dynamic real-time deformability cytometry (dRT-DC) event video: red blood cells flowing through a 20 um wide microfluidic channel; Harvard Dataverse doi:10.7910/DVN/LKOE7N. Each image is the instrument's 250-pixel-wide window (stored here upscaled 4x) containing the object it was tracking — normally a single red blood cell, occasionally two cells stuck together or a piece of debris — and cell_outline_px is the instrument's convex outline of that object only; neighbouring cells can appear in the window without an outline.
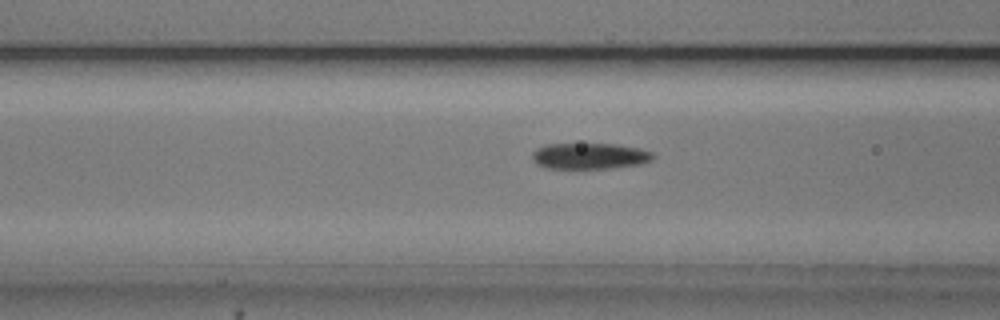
{"species": "common noctule bat (a hibernating species)", "species_latin": "Nyctalus noctula", "temperature_condition": "cold", "stored_images_in_passage": 54, "camera_frame_rate_fps": 3000, "um_per_image_px": 0.085, "animal": {"sex": "male", "body_mass_g": 20.5, "forearm_length_mm": 52.5}, "frame": {"image": 1, "passage_image": 21, "time_ms": 6.667, "image_size_px": [1000, 320], "cell_outline_px": [[656, 156], [652, 160], [640, 164], [612, 168], [544, 168], [536, 164], [532, 160], [532, 152], [536, 148], [544, 144], [616, 144], [640, 148], [652, 152]], "centroid_in_image_um": [50.11, 13.26], "position_along_channel_um": 116.5, "area_um2": 18.55}}
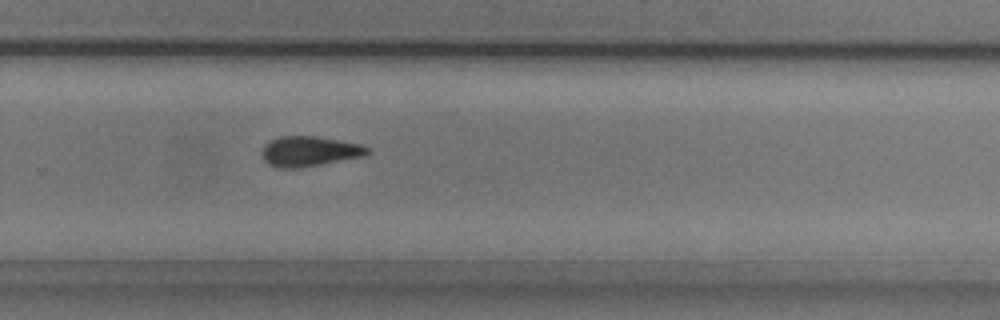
{"frame": {"image": 2, "passage_image": 36, "time_ms": 11.667, "image_size_px": [1000, 320], "cell_outline_px": [[368, 152], [364, 156], [320, 164], [296, 168], [280, 168], [268, 164], [264, 160], [264, 144], [280, 136], [316, 136], [340, 140], [360, 144], [368, 148]], "centroid_in_image_um": [26.3, 12.85], "position_along_channel_um": 303.5, "area_um2": 18.15}}
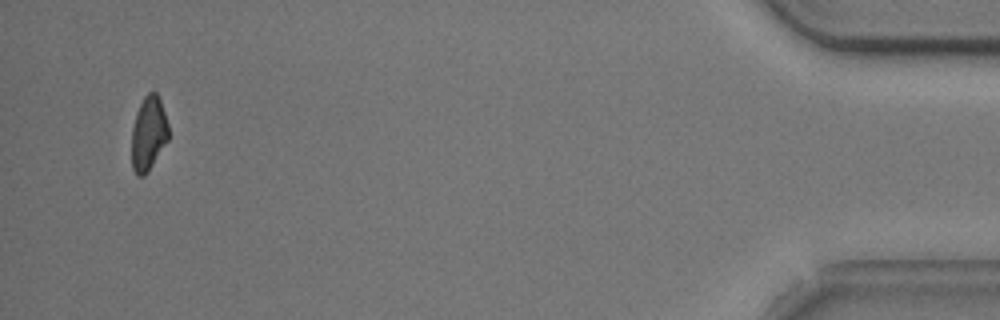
{"frame": {"image": 3, "passage_image": 52, "time_ms": 17.0, "image_size_px": [1000, 320], "cell_outline_px": [[168, 140], [144, 176], [136, 176], [132, 168], [132, 128], [136, 112], [144, 96], [148, 92], [156, 92], [160, 100], [168, 124]], "centroid_in_image_um": [12.61, 11.34], "position_along_channel_um": 422.6, "area_um2": 15.78}, "authors_computed_cell_mechanics": {"area_um2": 18.0047, "velocity_mm_per_s": 3.7503, "shape_relaxation_time_tau1_ms": 4.7852, "shape_relaxation_time_tau2_ms": 11.0712, "deformation_change_tau1": 0.1451, "deformation_change_tau2": 0.2042}}